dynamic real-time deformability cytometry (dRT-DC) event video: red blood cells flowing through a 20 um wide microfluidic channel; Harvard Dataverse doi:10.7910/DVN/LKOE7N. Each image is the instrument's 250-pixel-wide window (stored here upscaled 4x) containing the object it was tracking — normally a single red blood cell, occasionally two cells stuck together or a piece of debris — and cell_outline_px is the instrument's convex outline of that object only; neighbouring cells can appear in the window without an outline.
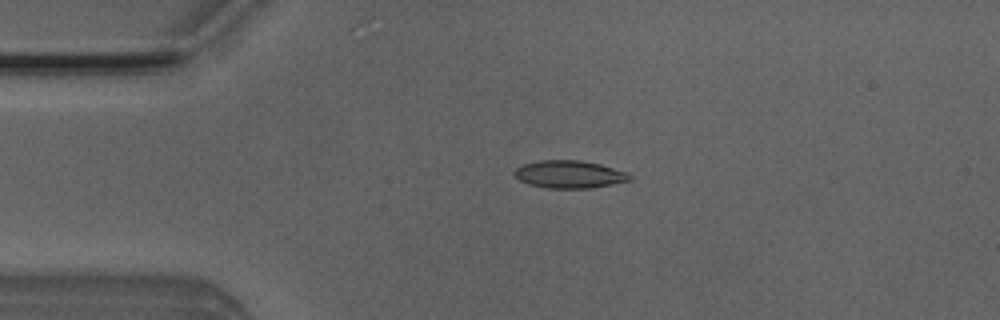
{"species": "Egyptian fruit bat (a non-hibernating species)", "species_latin": "Rousettus aegyptiacus", "temperature_condition": "room temperature", "stored_images_in_passage": 41, "camera_frame_rate_fps": 3000, "um_per_image_px": 0.085, "animal": {"sex": "male"}, "frame": {"image": 1, "passage_image": 1, "time_ms": 0.0, "image_size_px": [1000, 320], "cell_outline_px": [[632, 180], [612, 184], [588, 188], [548, 188], [528, 184], [520, 180], [512, 172], [516, 168], [524, 164], [540, 160], [580, 160], [600, 164], [628, 172], [632, 176]], "centroid_in_image_um": [48.41, 14.81], "position_along_channel_um": 36.6, "area_um2": 18.55}}
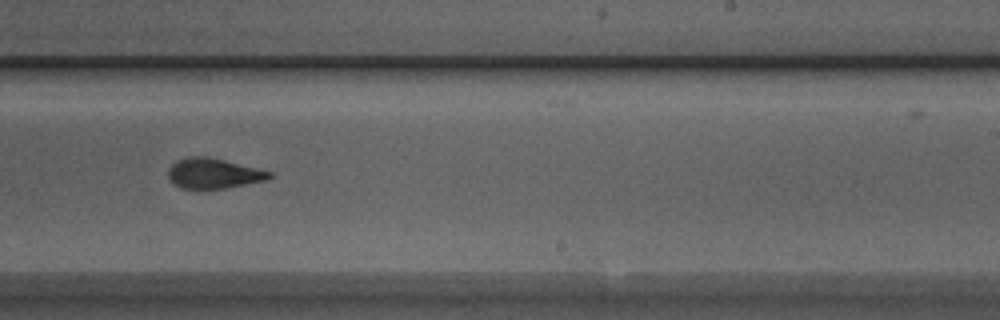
{"frame": {"image": 2, "passage_image": 21, "time_ms": 6.667, "image_size_px": [1000, 320], "cell_outline_px": [[272, 176], [268, 180], [224, 188], [180, 188], [172, 184], [168, 176], [168, 168], [176, 160], [188, 156], [208, 156], [272, 172]], "centroid_in_image_um": [18.11, 14.73], "position_along_channel_um": 270.9, "area_um2": 17.8}}
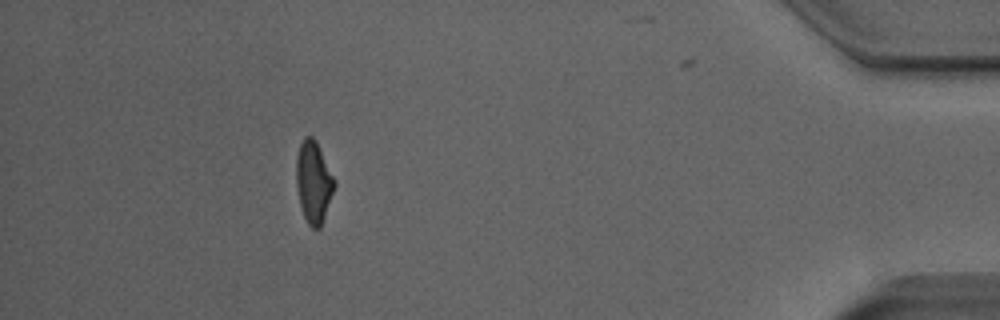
{"frame": {"image": 3, "passage_image": 36, "time_ms": 11.667, "image_size_px": [1000, 320], "cell_outline_px": [[336, 184], [320, 228], [312, 228], [308, 224], [304, 216], [300, 204], [296, 184], [296, 156], [300, 144], [304, 136], [312, 136], [316, 140], [336, 180]], "centroid_in_image_um": [26.65, 15.43], "position_along_channel_um": 408.5, "area_um2": 18.21}, "authors_computed_cell_mechanics": {"area_um2": 18.3804, "velocity_mm_per_s": 3.9675, "shape_relaxation_time_tau1_ms": 4.4552, "shape_relaxation_time_tau2_ms": 1.229, "deformation_change_tau1": 0.1763, "deformation_change_tau2": 0.0847}}